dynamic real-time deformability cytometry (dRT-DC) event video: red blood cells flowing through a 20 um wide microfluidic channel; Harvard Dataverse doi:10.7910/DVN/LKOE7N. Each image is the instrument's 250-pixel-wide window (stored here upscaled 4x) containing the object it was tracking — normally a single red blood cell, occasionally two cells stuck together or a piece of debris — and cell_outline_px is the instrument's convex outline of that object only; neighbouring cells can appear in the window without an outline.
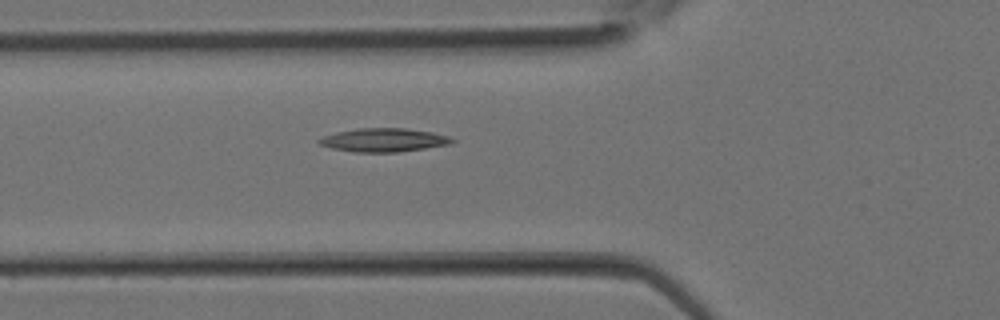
{"species": "Egyptian fruit bat (a non-hibernating species)", "species_latin": "Rousettus aegyptiacus", "temperature_condition": "room temperature", "stored_images_in_passage": 11, "camera_frame_rate_fps": 3000, "um_per_image_px": 0.085, "animal": {"sex": "female"}, "frame": {"image": 1, "passage_image": 5, "time_ms": 1.333, "image_size_px": [1000, 320], "cell_outline_px": [[456, 140], [448, 144], [424, 148], [396, 152], [356, 152], [332, 148], [320, 144], [316, 140], [324, 136], [336, 132], [360, 128], [404, 128], [432, 132], [448, 136]], "centroid_in_image_um": [32.6, 11.89], "position_along_channel_um": 93.2, "area_um2": 17.98}}
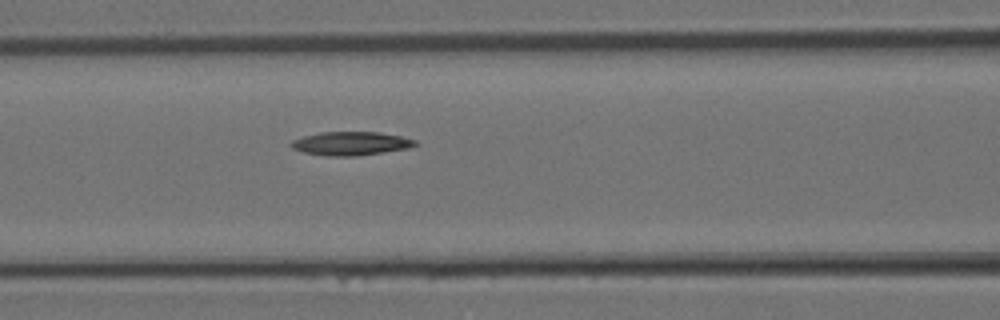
{"frame": {"image": 2, "passage_image": 7, "time_ms": 2.0, "image_size_px": [1000, 320], "cell_outline_px": [[420, 144], [408, 148], [352, 156], [324, 156], [304, 152], [292, 148], [288, 144], [292, 140], [304, 136], [320, 132], [380, 132], [400, 136], [416, 140]], "centroid_in_image_um": [29.8, 12.19], "position_along_channel_um": 136.8, "area_um2": 16.99}}
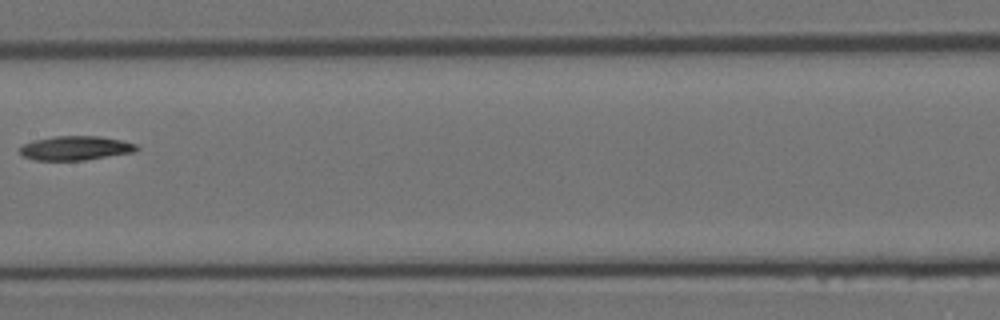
{"frame": {"image": 3, "passage_image": 10, "time_ms": 3.0, "image_size_px": [1000, 320], "cell_outline_px": [[140, 148], [132, 152], [84, 160], [36, 160], [24, 156], [20, 152], [20, 148], [24, 144], [36, 140], [56, 136], [100, 136], [120, 140], [136, 144]], "centroid_in_image_um": [6.43, 12.58], "position_along_channel_um": 201.0, "area_um2": 16.13}}